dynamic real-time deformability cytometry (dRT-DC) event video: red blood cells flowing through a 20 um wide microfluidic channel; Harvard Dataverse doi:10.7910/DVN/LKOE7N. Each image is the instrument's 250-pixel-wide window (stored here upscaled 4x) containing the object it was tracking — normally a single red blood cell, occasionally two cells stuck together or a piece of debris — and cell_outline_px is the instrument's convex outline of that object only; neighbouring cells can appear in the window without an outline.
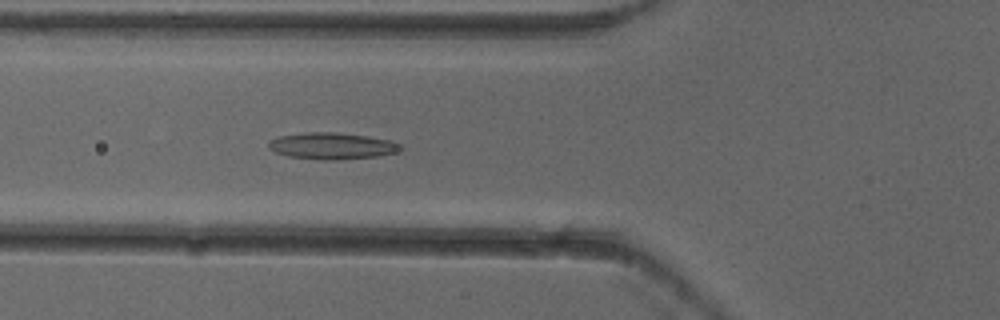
{"species": "common noctule bat (a hibernating species)", "species_latin": "Nyctalus noctula", "temperature_condition": "cold", "stored_images_in_passage": 4, "camera_frame_rate_fps": 3000, "um_per_image_px": 0.085, "animal": {"sex": "female"}, "frame": {"image": 1, "passage_image": 4, "time_ms": 1.0, "image_size_px": [1000, 320], "cell_outline_px": [[404, 148], [396, 152], [380, 156], [336, 160], [324, 160], [288, 156], [276, 152], [268, 148], [268, 144], [276, 136], [304, 132], [336, 132], [368, 136], [392, 140], [400, 144]], "centroid_in_image_um": [28.25, 12.4], "position_along_channel_um": 97.6, "area_um2": 20.63}}